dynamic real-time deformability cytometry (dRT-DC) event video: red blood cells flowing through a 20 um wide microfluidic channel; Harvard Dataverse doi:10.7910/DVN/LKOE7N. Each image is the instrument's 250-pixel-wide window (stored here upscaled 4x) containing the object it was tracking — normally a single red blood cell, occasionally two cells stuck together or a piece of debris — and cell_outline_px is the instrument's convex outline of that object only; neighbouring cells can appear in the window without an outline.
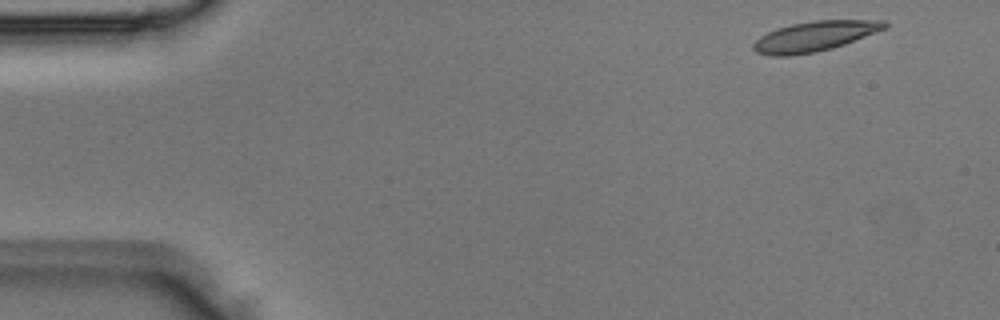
{"species": "Egyptian fruit bat (a non-hibernating species)", "species_latin": "Rousettus aegyptiacus", "temperature_condition": "room temperature", "stored_images_in_passage": 3, "camera_frame_rate_fps": 3000, "um_per_image_px": 0.085, "animal": {"sex": "male"}, "frame": {"image": 1, "passage_image": 1, "time_ms": 0.0, "image_size_px": [1000, 320], "cell_outline_px": [[888, 24], [884, 28], [876, 32], [844, 44], [832, 48], [816, 52], [792, 56], [772, 56], [756, 52], [752, 48], [752, 44], [760, 36], [776, 28], [792, 24], [812, 20], [884, 20]], "centroid_in_image_um": [69.2, 3.09], "position_along_channel_um": 15.8, "area_um2": 22.95}}